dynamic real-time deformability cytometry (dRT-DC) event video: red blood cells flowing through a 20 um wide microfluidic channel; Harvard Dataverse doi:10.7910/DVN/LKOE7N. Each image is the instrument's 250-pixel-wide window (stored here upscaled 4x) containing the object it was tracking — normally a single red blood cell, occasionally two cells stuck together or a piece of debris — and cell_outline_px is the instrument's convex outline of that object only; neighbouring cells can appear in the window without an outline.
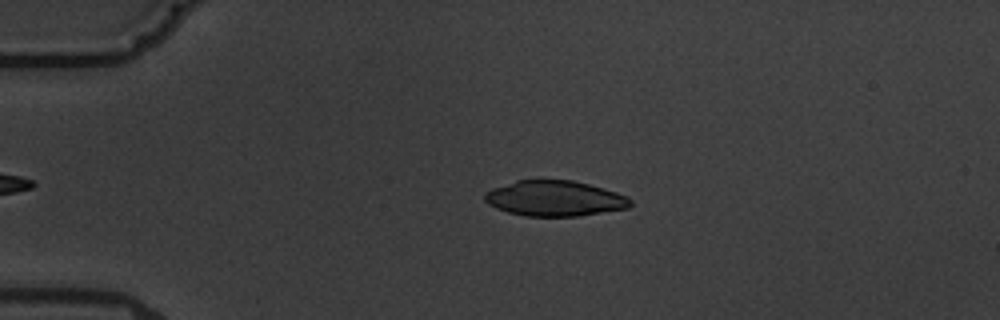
{"species": "common noctule bat (a hibernating species)", "species_latin": "Nyctalus noctula", "temperature_condition": "warm", "stored_images_in_passage": 14, "camera_frame_rate_fps": 3000, "um_per_image_px": 0.085, "animal": {"sex": "male", "body_mass_g": 19.5, "forearm_length_mm": 54.6}, "frame": {"image": 1, "passage_image": 3, "time_ms": 2.333, "image_size_px": [1000, 320], "cell_outline_px": [[632, 204], [628, 208], [580, 216], [524, 216], [508, 212], [496, 208], [488, 204], [484, 200], [484, 192], [492, 188], [516, 180], [540, 176], [572, 180], [604, 188], [628, 196], [632, 200]], "centroid_in_image_um": [47.12, 16.82], "position_along_channel_um": 37.9, "area_um2": 31.1}}
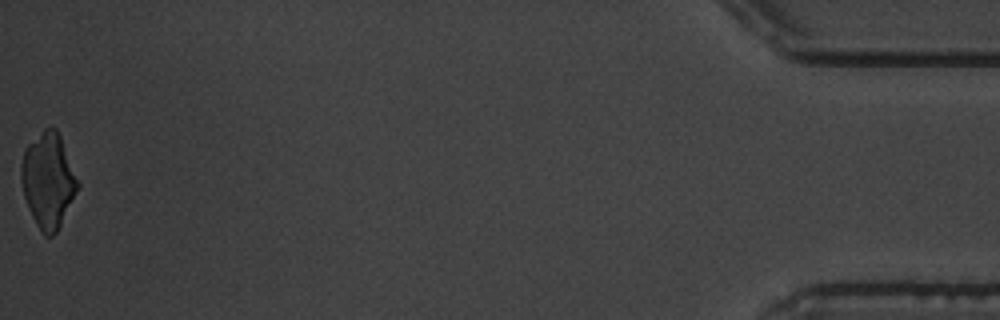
{"frame": {"image": 2, "passage_image": 14, "time_ms": 17.0, "image_size_px": [1000, 320], "cell_outline_px": [[80, 184], [56, 232], [52, 236], [44, 236], [36, 224], [28, 208], [24, 196], [20, 180], [20, 164], [24, 148], [44, 128], [52, 124], [56, 128], [60, 136]], "centroid_in_image_um": [4.06, 15.29], "position_along_channel_um": 431.1, "area_um2": 31.21}}